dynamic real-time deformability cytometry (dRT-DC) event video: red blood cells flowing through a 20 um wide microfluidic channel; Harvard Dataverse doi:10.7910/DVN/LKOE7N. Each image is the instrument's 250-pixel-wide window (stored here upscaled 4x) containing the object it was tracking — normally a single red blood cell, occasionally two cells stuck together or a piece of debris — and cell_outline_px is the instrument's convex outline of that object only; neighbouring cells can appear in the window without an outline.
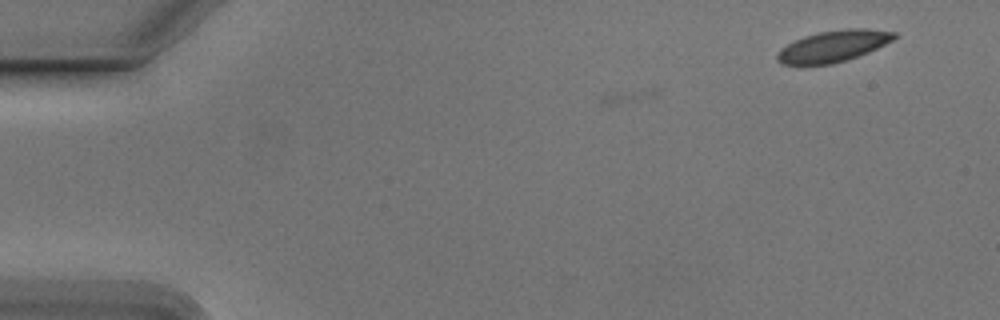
{"species": "Egyptian fruit bat (a non-hibernating species)", "species_latin": "Rousettus aegyptiacus", "temperature_condition": "cold", "stored_images_in_passage": 2, "camera_frame_rate_fps": 3000, "um_per_image_px": 0.085, "animal": {"sex": "male"}, "frame": {"image": 1, "passage_image": 2, "time_ms": 0.333, "image_size_px": [1000, 320], "cell_outline_px": [[896, 36], [892, 40], [868, 52], [848, 60], [832, 64], [780, 64], [776, 60], [776, 56], [780, 48], [804, 36], [820, 32], [848, 28], [864, 28], [896, 32]], "centroid_in_image_um": [70.81, 3.92], "position_along_channel_um": 14.2, "area_um2": 21.21}}